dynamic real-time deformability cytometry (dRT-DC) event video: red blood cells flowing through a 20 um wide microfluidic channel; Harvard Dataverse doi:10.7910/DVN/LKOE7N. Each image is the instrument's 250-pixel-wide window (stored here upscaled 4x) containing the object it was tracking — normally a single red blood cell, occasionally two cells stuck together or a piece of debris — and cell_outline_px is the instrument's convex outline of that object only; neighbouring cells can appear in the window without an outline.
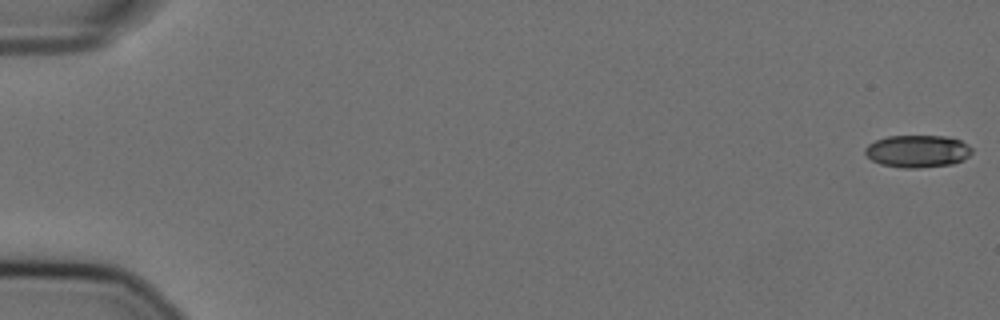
{"species": "Egyptian fruit bat (a non-hibernating species)", "species_latin": "Rousettus aegyptiacus", "temperature_condition": "cold", "stored_images_in_passage": 7, "camera_frame_rate_fps": 3000, "um_per_image_px": 0.085, "animal": {"sex": "female"}, "frame": {"image": 1, "passage_image": 1, "time_ms": 0.0, "image_size_px": [1000, 320], "cell_outline_px": [[972, 152], [964, 160], [952, 164], [916, 168], [900, 168], [880, 164], [872, 160], [864, 152], [864, 148], [868, 144], [876, 140], [888, 136], [944, 136], [960, 140], [968, 144], [972, 148]], "centroid_in_image_um": [77.98, 12.86], "position_along_channel_um": 7.0, "area_um2": 20.23}}